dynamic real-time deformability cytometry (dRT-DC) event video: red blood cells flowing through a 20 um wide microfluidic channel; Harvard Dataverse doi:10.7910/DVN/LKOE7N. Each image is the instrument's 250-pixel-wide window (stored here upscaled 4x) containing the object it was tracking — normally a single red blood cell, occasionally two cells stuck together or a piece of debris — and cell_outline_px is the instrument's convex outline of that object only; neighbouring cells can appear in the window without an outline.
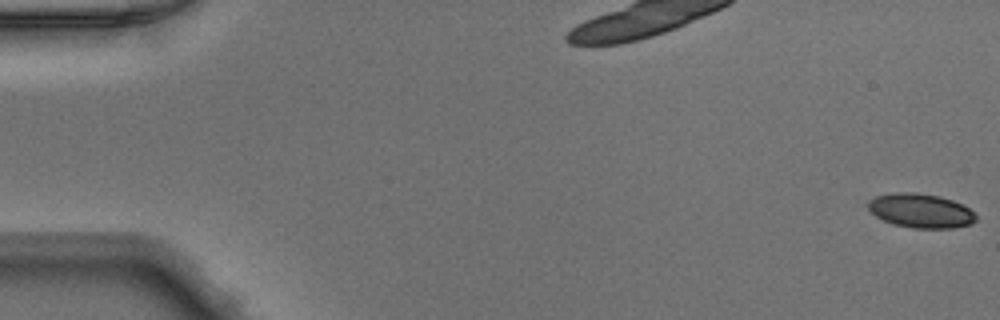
{"species": "Egyptian fruit bat (a non-hibernating species)", "species_latin": "Rousettus aegyptiacus", "temperature_condition": "warm", "stored_images_in_passage": 50, "camera_frame_rate_fps": 3000, "um_per_image_px": 0.085, "animal": {"sex": "male"}, "frame": {"image": 1, "passage_image": 1, "time_ms": 0.0, "image_size_px": [1000, 320], "cell_outline_px": [[976, 220], [972, 224], [952, 228], [912, 228], [896, 224], [884, 220], [876, 216], [868, 208], [868, 200], [876, 196], [892, 192], [916, 192], [940, 196], [952, 200], [968, 208], [976, 216]], "centroid_in_image_um": [78.25, 17.9], "position_along_channel_um": 6.8, "area_um2": 21.39}}
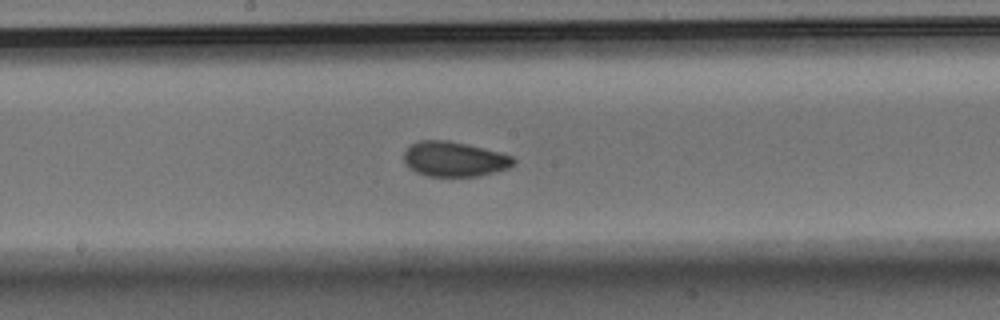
{"frame": {"image": 2, "passage_image": 27, "time_ms": 8.667, "image_size_px": [1000, 320], "cell_outline_px": [[516, 164], [508, 168], [496, 172], [480, 176], [428, 176], [416, 172], [408, 168], [404, 160], [404, 152], [412, 144], [420, 140], [448, 140], [500, 152], [512, 156], [516, 160]], "centroid_in_image_um": [38.63, 13.53], "position_along_channel_um": 209.6, "area_um2": 22.37}}
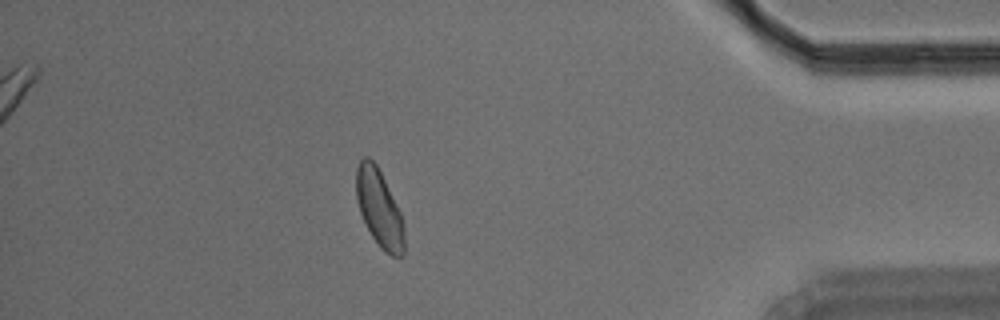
{"frame": {"image": 3, "passage_image": 44, "time_ms": 14.333, "image_size_px": [1000, 320], "cell_outline_px": [[404, 256], [392, 256], [384, 252], [380, 248], [372, 236], [360, 212], [356, 200], [356, 168], [360, 160], [364, 156], [368, 156], [376, 164], [400, 212], [404, 224]], "centroid_in_image_um": [32.23, 17.72], "position_along_channel_um": 403.0, "area_um2": 21.5}}